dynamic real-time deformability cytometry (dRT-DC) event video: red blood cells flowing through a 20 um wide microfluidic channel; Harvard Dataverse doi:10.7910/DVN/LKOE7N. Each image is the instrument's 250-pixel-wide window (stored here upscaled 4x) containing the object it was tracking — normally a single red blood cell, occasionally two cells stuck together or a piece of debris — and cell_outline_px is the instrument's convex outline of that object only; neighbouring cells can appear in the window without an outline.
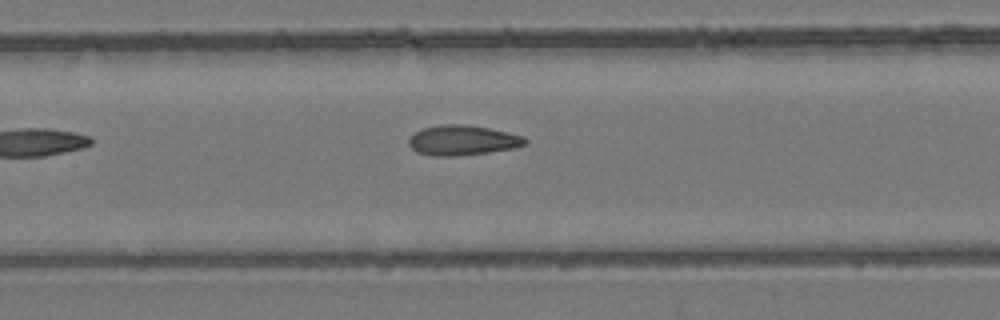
{"species": "common noctule bat (a hibernating species)", "species_latin": "Nyctalus noctula", "temperature_condition": "room temperature", "stored_images_in_passage": 4, "camera_frame_rate_fps": 3000, "um_per_image_px": 0.085, "animal": {"sex": "female", "body_mass_g": 24.6, "forearm_length_mm": 56.2}, "frame": {"image": 1, "passage_image": 4, "time_ms": 3.667, "image_size_px": [1000, 320], "cell_outline_px": [[528, 144], [512, 148], [488, 152], [456, 156], [432, 156], [416, 152], [408, 144], [408, 140], [416, 132], [424, 128], [444, 124], [468, 124], [508, 132], [524, 136], [528, 140]], "centroid_in_image_um": [39.34, 11.92], "position_along_channel_um": 168.1, "area_um2": 20.35}}